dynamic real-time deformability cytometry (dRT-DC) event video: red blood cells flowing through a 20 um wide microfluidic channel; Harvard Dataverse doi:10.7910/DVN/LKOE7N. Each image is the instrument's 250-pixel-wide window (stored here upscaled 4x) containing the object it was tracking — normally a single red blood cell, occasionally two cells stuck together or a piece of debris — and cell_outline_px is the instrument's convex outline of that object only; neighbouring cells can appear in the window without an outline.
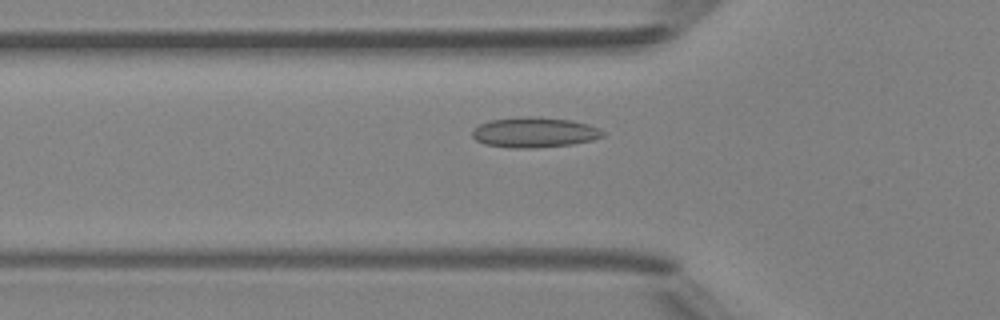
{"species": "Egyptian fruit bat (a non-hibernating species)", "species_latin": "Rousettus aegyptiacus", "temperature_condition": "room temperature", "stored_images_in_passage": 49, "camera_frame_rate_fps": 3000, "um_per_image_px": 0.085, "animal": {"sex": "female"}, "frame": {"image": 1, "passage_image": 17, "time_ms": 5.333, "image_size_px": [1000, 320], "cell_outline_px": [[604, 136], [592, 140], [572, 144], [536, 148], [508, 148], [484, 144], [476, 140], [472, 136], [472, 128], [488, 120], [520, 116], [532, 116], [572, 120], [588, 124], [600, 128], [604, 132]], "centroid_in_image_um": [45.4, 11.25], "position_along_channel_um": 80.4, "area_um2": 23.35}}
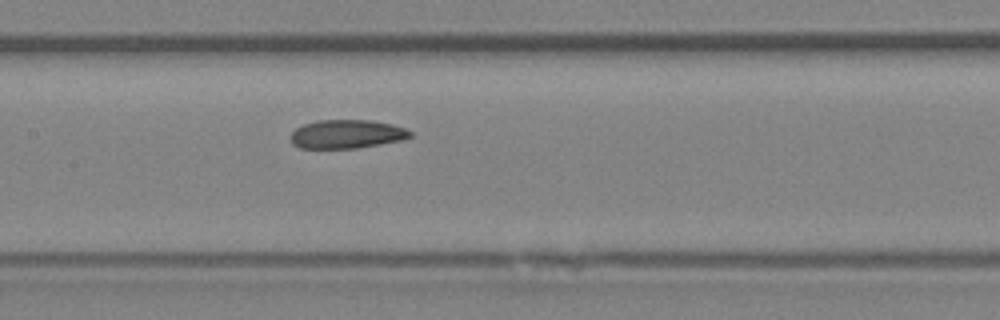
{"frame": {"image": 2, "passage_image": 24, "time_ms": 7.667, "image_size_px": [1000, 320], "cell_outline_px": [[412, 136], [404, 140], [356, 148], [300, 148], [292, 144], [292, 132], [296, 128], [304, 124], [316, 120], [372, 120], [392, 124], [404, 128], [412, 132]], "centroid_in_image_um": [29.5, 11.39], "position_along_channel_um": 177.9, "area_um2": 20.0}}
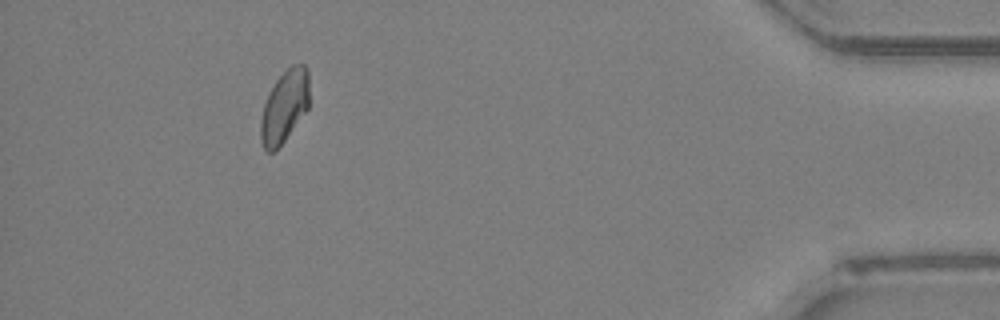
{"frame": {"image": 3, "passage_image": 45, "time_ms": 14.667, "image_size_px": [1000, 320], "cell_outline_px": [[308, 108], [276, 152], [268, 152], [264, 148], [260, 140], [260, 120], [264, 104], [268, 92], [276, 80], [292, 64], [304, 64], [308, 68]], "centroid_in_image_um": [24.16, 9.07], "position_along_channel_um": 411.0, "area_um2": 20.52}, "authors_computed_cell_mechanics": {"area_um2": 21.0392, "velocity_mm_per_s": 4.1886, "shape_relaxation_time_tau1_ms": null, "shape_relaxation_time_tau2_ms": 3.2647, "deformation_change_tau1": null, "deformation_change_tau2": 0.0706}}